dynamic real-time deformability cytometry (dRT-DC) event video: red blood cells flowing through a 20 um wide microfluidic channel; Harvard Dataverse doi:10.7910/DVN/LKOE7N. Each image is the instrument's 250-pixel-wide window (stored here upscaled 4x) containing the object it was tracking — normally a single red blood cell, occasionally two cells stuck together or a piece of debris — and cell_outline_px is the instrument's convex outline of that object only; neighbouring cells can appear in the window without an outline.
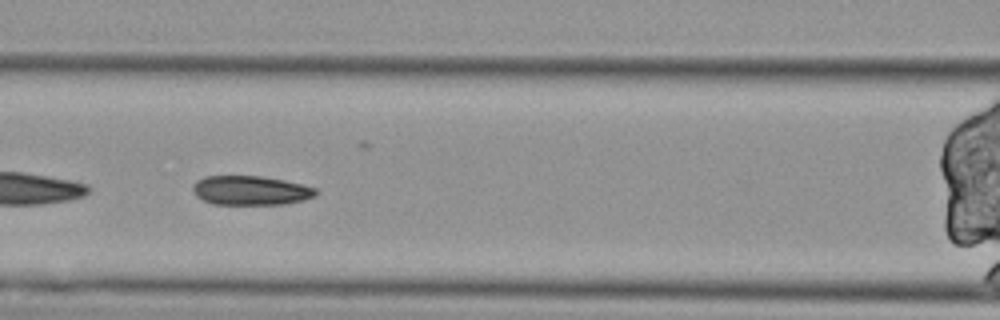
{"species": "Egyptian fruit bat (a non-hibernating species)", "species_latin": "Rousettus aegyptiacus", "temperature_condition": "cold", "stored_images_in_passage": 45, "segment_of_instrument_passage": [2, 2], "camera_frame_rate_fps": 3000, "um_per_image_px": 0.085, "animal": {"sex": "female"}, "frame": {"image": 1, "passage_image": 12, "time_ms": 3.667, "image_size_px": [1000, 320], "cell_outline_px": [[320, 192], [316, 196], [304, 200], [284, 204], [212, 204], [196, 196], [192, 188], [196, 180], [204, 176], [260, 176], [284, 180], [304, 184], [316, 188]], "centroid_in_image_um": [21.34, 16.18], "position_along_channel_um": 145.3, "area_um2": 21.15}}
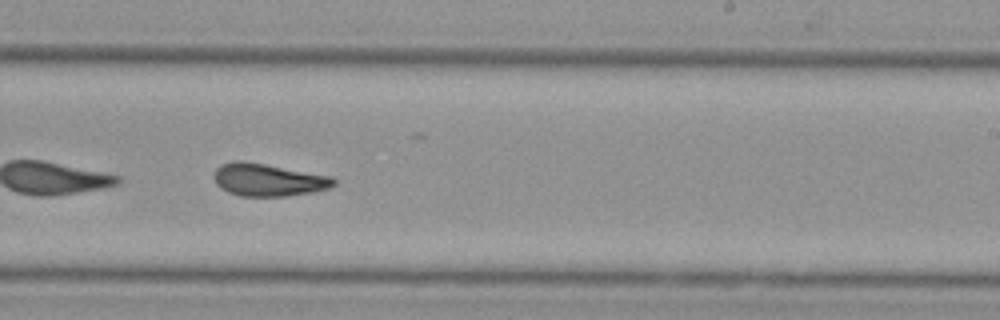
{"frame": {"image": 2, "passage_image": 23, "time_ms": 7.333, "image_size_px": [1000, 320], "cell_outline_px": [[336, 184], [328, 188], [312, 192], [288, 196], [240, 196], [228, 192], [220, 188], [216, 184], [212, 176], [212, 172], [220, 164], [232, 160], [244, 160], [332, 176], [336, 180]], "centroid_in_image_um": [22.74, 15.27], "position_along_channel_um": 266.3, "area_um2": 23.12}}
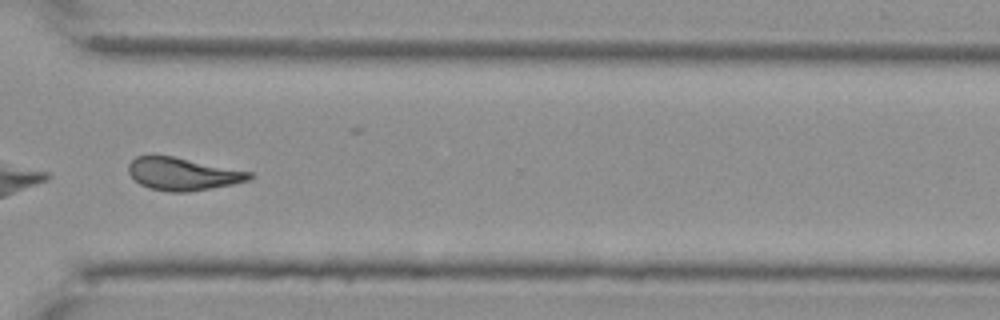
{"frame": {"image": 3, "passage_image": 31, "time_ms": 10.0, "image_size_px": [1000, 320], "cell_outline_px": [[252, 176], [248, 180], [232, 184], [212, 188], [188, 192], [168, 192], [148, 188], [140, 184], [128, 172], [128, 164], [136, 156], [172, 156], [252, 172]], "centroid_in_image_um": [15.51, 14.79], "position_along_channel_um": 355.1, "area_um2": 22.77}}